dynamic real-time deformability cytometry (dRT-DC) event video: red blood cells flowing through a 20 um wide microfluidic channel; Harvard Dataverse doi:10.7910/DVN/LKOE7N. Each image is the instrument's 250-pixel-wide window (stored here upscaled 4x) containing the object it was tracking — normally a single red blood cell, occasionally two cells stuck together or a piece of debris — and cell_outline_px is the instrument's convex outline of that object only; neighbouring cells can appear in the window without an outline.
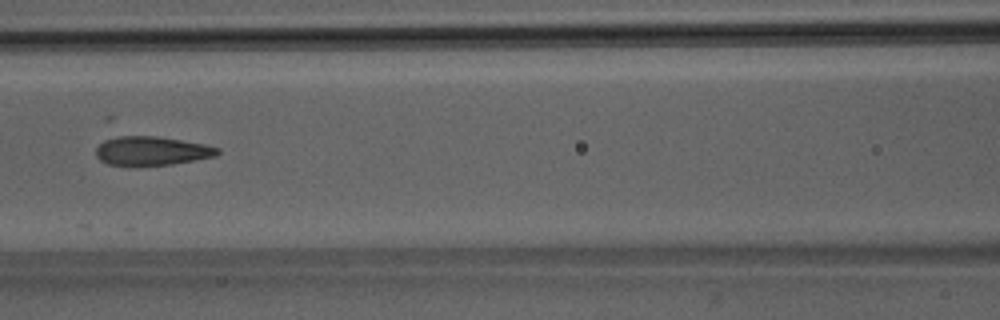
{"species": "Egyptian fruit bat (a non-hibernating species)", "species_latin": "Rousettus aegyptiacus", "temperature_condition": "room temperature", "stored_images_in_passage": 8, "camera_frame_rate_fps": 3000, "um_per_image_px": 0.085, "animal": {"sex": "male"}, "frame": {"image": 1, "passage_image": 7, "time_ms": 7.0, "image_size_px": [1000, 320], "cell_outline_px": [[220, 152], [216, 156], [196, 160], [172, 164], [136, 168], [108, 164], [100, 160], [96, 156], [96, 148], [104, 140], [120, 136], [156, 136], [204, 144], [220, 148]], "centroid_in_image_um": [12.87, 12.86], "position_along_channel_um": 153.7, "area_um2": 20.98}}